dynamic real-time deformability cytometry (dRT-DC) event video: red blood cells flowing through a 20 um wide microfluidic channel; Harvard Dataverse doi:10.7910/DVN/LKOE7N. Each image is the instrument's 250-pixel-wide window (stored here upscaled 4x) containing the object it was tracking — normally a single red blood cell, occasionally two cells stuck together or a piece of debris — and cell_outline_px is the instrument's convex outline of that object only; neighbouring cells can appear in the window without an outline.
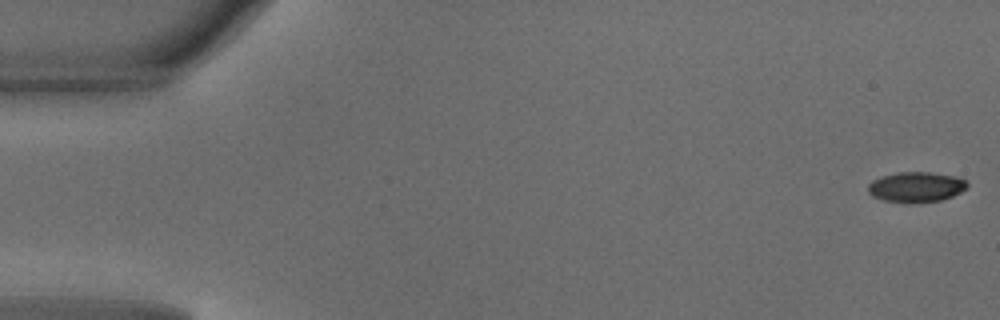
{"species": "common noctule bat (a hibernating species)", "species_latin": "Nyctalus noctula", "temperature_condition": "warm", "stored_images_in_passage": 49, "camera_frame_rate_fps": 3000, "um_per_image_px": 0.085, "animal": {"sex": "male", "body_mass_g": 18.8}, "frame": {"image": 1, "passage_image": 1, "time_ms": 0.0, "image_size_px": [1000, 320], "cell_outline_px": [[968, 188], [952, 196], [940, 200], [912, 204], [884, 200], [872, 196], [868, 192], [868, 184], [872, 180], [880, 176], [900, 172], [928, 172], [952, 176], [964, 180], [968, 184]], "centroid_in_image_um": [77.83, 15.91], "position_along_channel_um": 7.2, "area_um2": 17.51}}
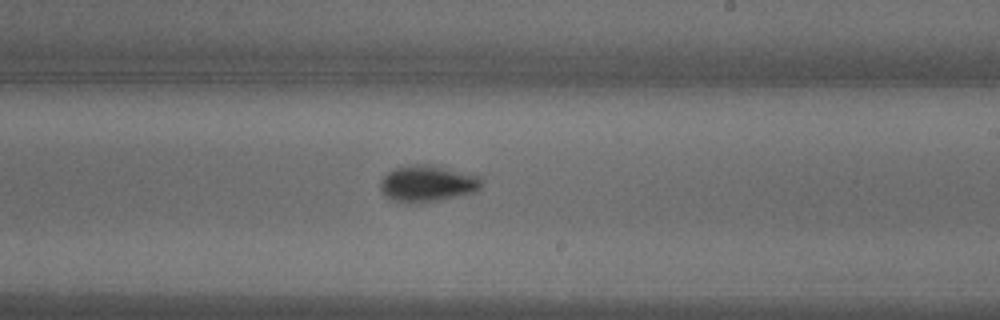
{"frame": {"image": 2, "passage_image": 29, "time_ms": 9.333, "image_size_px": [1000, 320], "cell_outline_px": [[480, 188], [476, 192], [436, 200], [408, 204], [392, 200], [380, 188], [380, 180], [392, 168], [416, 164], [432, 164], [480, 176]], "centroid_in_image_um": [36.31, 15.59], "position_along_channel_um": 252.7, "area_um2": 21.39}}
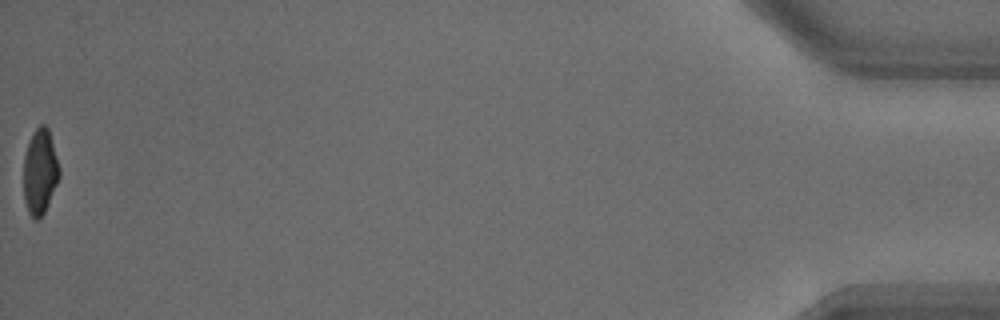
{"frame": {"image": 3, "passage_image": 49, "time_ms": 16.0, "image_size_px": [1000, 320], "cell_outline_px": [[60, 176], [44, 212], [36, 220], [32, 220], [28, 212], [24, 200], [24, 156], [32, 132], [40, 124], [44, 124], [48, 128], [60, 168]], "centroid_in_image_um": [3.39, 14.59], "position_along_channel_um": 431.8, "area_um2": 17.69}, "authors_computed_cell_mechanics": {"area_um2": 19.2474, "velocity_mm_per_s": 4.1571, "shape_relaxation_time_tau1_ms": 2.3966, "shape_relaxation_time_tau2_ms": 2.2494, "deformation_change_tau1": 0.1264, "deformation_change_tau2": 0.0534}}